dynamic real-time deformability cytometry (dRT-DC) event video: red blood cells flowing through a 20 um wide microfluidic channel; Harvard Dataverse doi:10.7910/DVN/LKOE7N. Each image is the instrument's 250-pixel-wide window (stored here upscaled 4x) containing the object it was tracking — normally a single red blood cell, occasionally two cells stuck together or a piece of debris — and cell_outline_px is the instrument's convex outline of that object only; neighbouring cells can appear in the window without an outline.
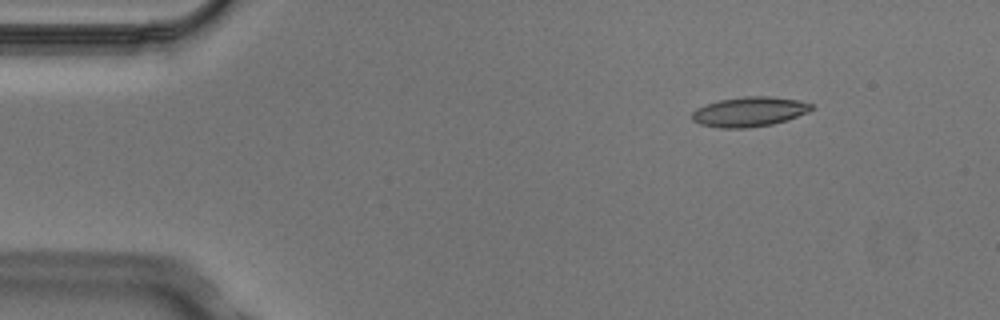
{"species": "Egyptian fruit bat (a non-hibernating species)", "species_latin": "Rousettus aegyptiacus", "temperature_condition": "cold", "stored_images_in_passage": 4, "camera_frame_rate_fps": 3000, "um_per_image_px": 0.085, "animal": {"sex": "male"}, "frame": {"image": 1, "passage_image": 1, "time_ms": 0.0, "image_size_px": [1000, 320], "cell_outline_px": [[816, 108], [808, 112], [772, 124], [744, 128], [720, 128], [700, 124], [692, 120], [692, 112], [696, 108], [720, 100], [744, 96], [768, 96], [800, 100], [812, 104]], "centroid_in_image_um": [63.7, 9.49], "position_along_channel_um": 21.3, "area_um2": 20.58}}
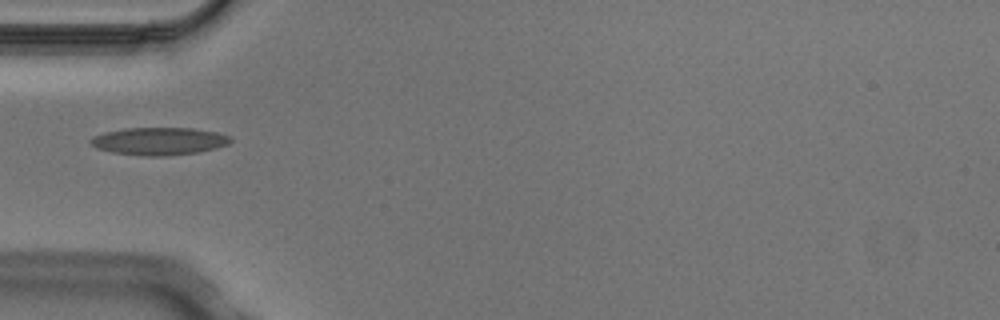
{"frame": {"image": 2, "passage_image": 4, "time_ms": 1.0, "image_size_px": [1000, 320], "cell_outline_px": [[232, 140], [228, 144], [216, 148], [200, 152], [164, 156], [144, 156], [112, 152], [96, 148], [88, 140], [92, 136], [104, 132], [124, 128], [192, 128], [216, 132], [232, 136]], "centroid_in_image_um": [13.52, 12.0], "position_along_channel_um": 71.5, "area_um2": 22.66}}